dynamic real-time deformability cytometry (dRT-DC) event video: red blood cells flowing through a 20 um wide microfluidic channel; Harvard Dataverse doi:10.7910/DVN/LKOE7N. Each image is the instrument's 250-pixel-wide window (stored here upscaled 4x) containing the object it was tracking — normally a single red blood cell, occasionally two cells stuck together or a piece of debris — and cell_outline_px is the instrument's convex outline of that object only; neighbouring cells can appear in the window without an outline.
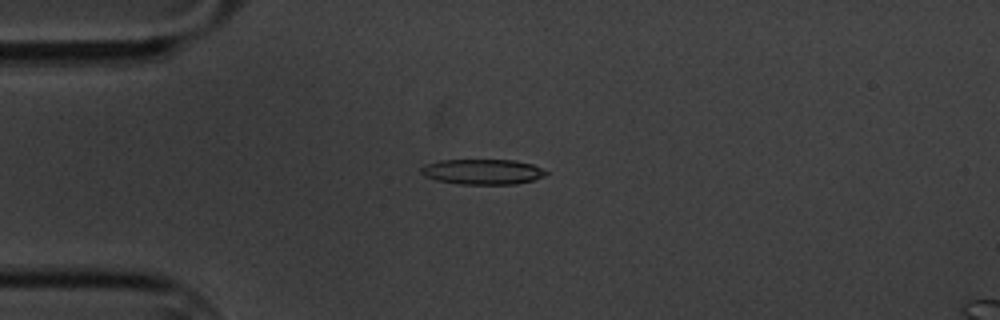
{"species": "common noctule bat (a hibernating species)", "species_latin": "Nyctalus noctula", "temperature_condition": "cold", "stored_images_in_passage": 47, "camera_frame_rate_fps": 3000, "um_per_image_px": 0.085, "animal": {"sex": "male", "body_mass_g": 20.1, "forearm_length_mm": 53.5}, "frame": {"image": 1, "passage_image": 3, "time_ms": 0.667, "image_size_px": [1000, 320], "cell_outline_px": [[548, 172], [544, 176], [532, 180], [516, 184], [460, 184], [436, 180], [424, 176], [420, 172], [420, 168], [424, 164], [440, 160], [512, 160], [532, 164]], "centroid_in_image_um": [40.97, 14.6], "position_along_channel_um": 44.0, "area_um2": 18.38}}
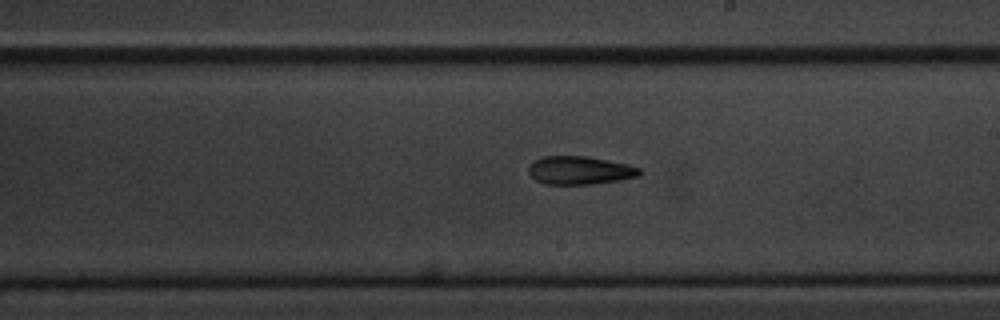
{"frame": {"image": 2, "passage_image": 22, "time_ms": 7.0, "image_size_px": [1000, 320], "cell_outline_px": [[640, 176], [620, 180], [592, 184], [544, 184], [536, 180], [528, 172], [528, 164], [532, 160], [540, 156], [588, 156], [628, 164], [640, 168]], "centroid_in_image_um": [49.24, 14.47], "position_along_channel_um": 239.8, "area_um2": 18.5}}
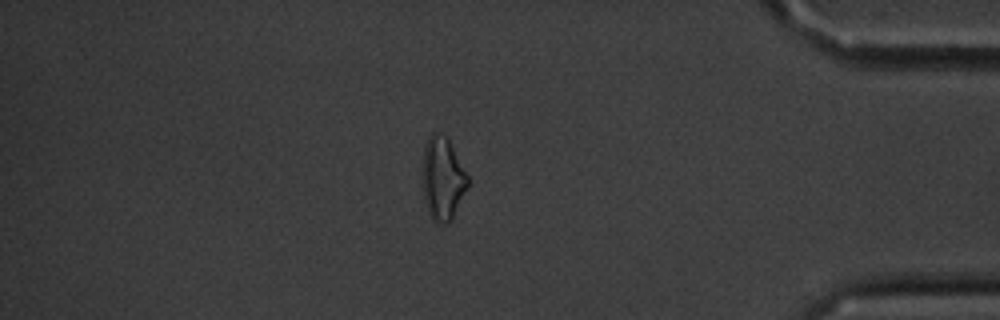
{"frame": {"image": 3, "passage_image": 39, "time_ms": 12.667, "image_size_px": [1000, 320], "cell_outline_px": [[468, 188], [452, 220], [444, 224], [440, 224], [432, 220], [428, 212], [420, 180], [420, 172], [424, 144], [428, 136], [432, 132], [436, 132], [448, 136], [468, 176]], "centroid_in_image_um": [37.59, 15.15], "position_along_channel_um": 397.6, "area_um2": 22.83}, "authors_computed_cell_mechanics": {"area_um2": 18.5538, "velocity_mm_per_s": 3.3737, "shape_relaxation_time_tau1_ms": null, "shape_relaxation_time_tau2_ms": 9.0972, "deformation_change_tau1": null, "deformation_change_tau2": 0.2171}}